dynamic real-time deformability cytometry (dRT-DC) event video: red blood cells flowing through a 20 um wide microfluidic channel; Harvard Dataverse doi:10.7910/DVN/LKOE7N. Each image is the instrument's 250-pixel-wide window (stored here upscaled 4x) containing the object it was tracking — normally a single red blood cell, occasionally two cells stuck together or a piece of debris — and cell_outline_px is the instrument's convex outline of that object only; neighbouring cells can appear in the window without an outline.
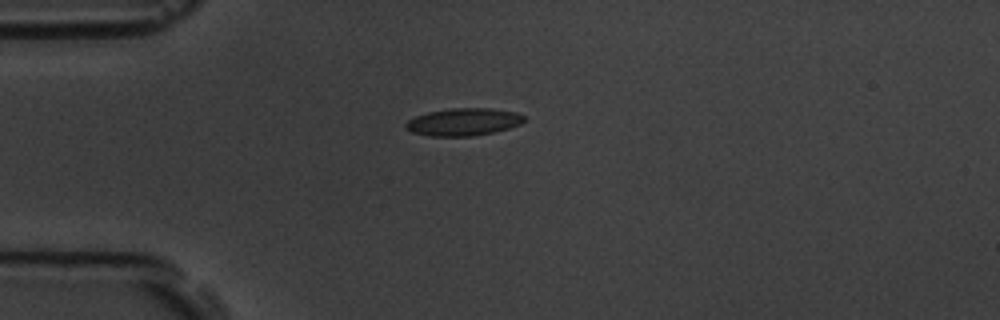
{"species": "common noctule bat (a hibernating species)", "species_latin": "Nyctalus noctula", "temperature_condition": "room temperature", "stored_images_in_passage": 5, "camera_frame_rate_fps": 3000, "um_per_image_px": 0.085, "animal": {"sex": "male", "body_mass_g": 19.5, "forearm_length_mm": 54.6}, "frame": {"image": 1, "passage_image": 1, "time_ms": 0.0, "image_size_px": [1000, 320], "cell_outline_px": [[524, 120], [520, 124], [508, 128], [492, 132], [472, 136], [428, 136], [412, 132], [404, 128], [404, 124], [408, 120], [416, 116], [428, 112], [452, 108], [492, 108], [516, 112], [524, 116]], "centroid_in_image_um": [39.36, 10.36], "position_along_channel_um": 45.6, "area_um2": 18.9}}
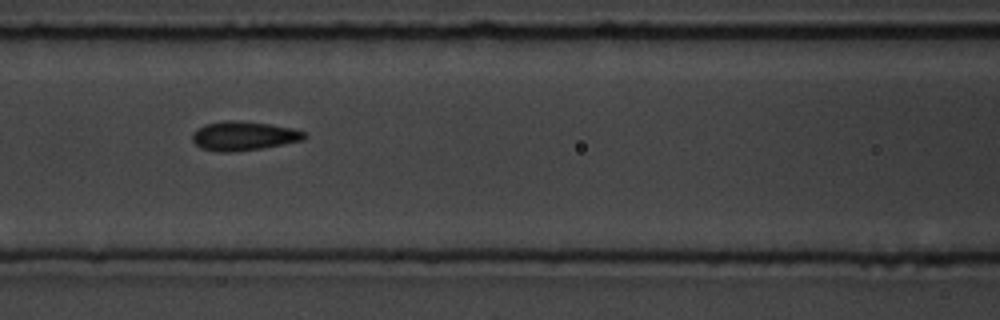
{"frame": {"image": 2, "passage_image": 4, "time_ms": 3.333, "image_size_px": [1000, 320], "cell_outline_px": [[308, 136], [304, 140], [260, 148], [232, 152], [220, 152], [200, 148], [192, 140], [192, 132], [196, 128], [204, 124], [224, 120], [236, 120], [268, 124], [292, 128], [308, 132]], "centroid_in_image_um": [20.69, 11.54], "position_along_channel_um": 145.9, "area_um2": 19.13}}
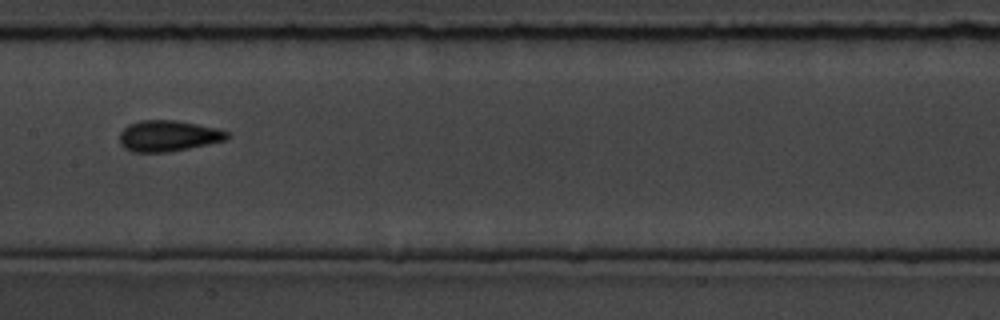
{"frame": {"image": 3, "passage_image": 5, "time_ms": 4.667, "image_size_px": [1000, 320], "cell_outline_px": [[228, 136], [224, 140], [208, 144], [168, 152], [132, 152], [124, 148], [120, 144], [120, 132], [128, 124], [140, 120], [176, 120], [216, 128], [228, 132]], "centroid_in_image_um": [14.24, 11.55], "position_along_channel_um": 193.2, "area_um2": 19.31}}